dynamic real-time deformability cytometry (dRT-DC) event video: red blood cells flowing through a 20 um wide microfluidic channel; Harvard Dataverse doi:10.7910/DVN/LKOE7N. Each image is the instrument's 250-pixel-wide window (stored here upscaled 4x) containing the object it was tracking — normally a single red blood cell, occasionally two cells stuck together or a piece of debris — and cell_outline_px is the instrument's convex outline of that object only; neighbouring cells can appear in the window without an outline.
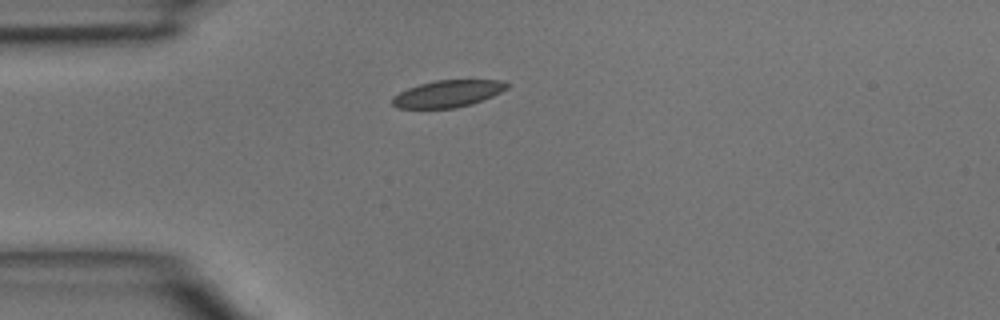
{"species": "common noctule bat (a hibernating species)", "species_latin": "Nyctalus noctula", "temperature_condition": "room temperature", "stored_images_in_passage": 35, "camera_frame_rate_fps": 3000, "um_per_image_px": 0.085, "animal": {"sex": "male", "body_mass_g": 15.6}, "frame": {"image": 1, "passage_image": 1, "time_ms": 0.0, "image_size_px": [1000, 320], "cell_outline_px": [[508, 88], [492, 96], [472, 104], [456, 108], [396, 108], [392, 104], [392, 96], [408, 88], [420, 84], [436, 80], [500, 80], [508, 84]], "centroid_in_image_um": [38.04, 7.97], "position_along_channel_um": 47.0, "area_um2": 17.92}}
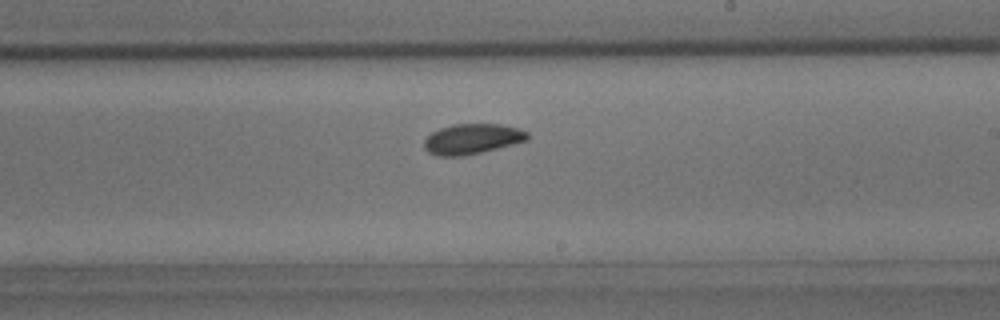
{"frame": {"image": 2, "passage_image": 16, "time_ms": 5.0, "image_size_px": [1000, 320], "cell_outline_px": [[528, 140], [480, 152], [460, 156], [436, 156], [428, 152], [424, 148], [424, 140], [432, 132], [440, 128], [452, 124], [500, 124], [516, 128], [528, 132]], "centroid_in_image_um": [40.09, 11.8], "position_along_channel_um": 248.9, "area_um2": 18.03}}
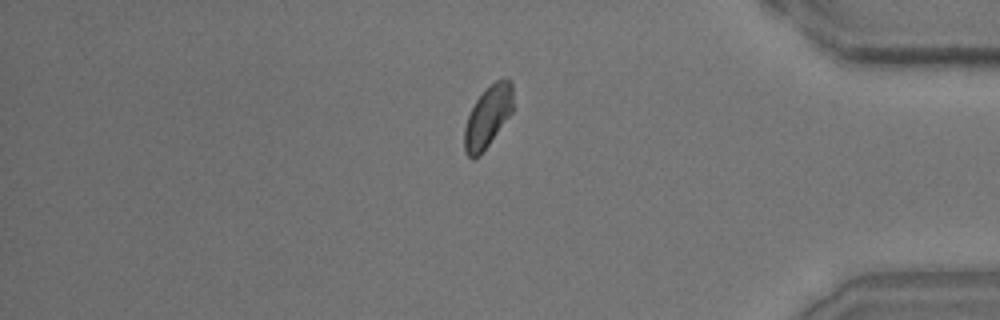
{"frame": {"image": 3, "passage_image": 28, "time_ms": 9.0, "image_size_px": [1000, 320], "cell_outline_px": [[512, 112], [488, 144], [476, 156], [468, 156], [464, 152], [464, 128], [468, 116], [476, 100], [496, 80], [508, 80], [512, 84]], "centroid_in_image_um": [41.45, 9.91], "position_along_channel_um": 393.8, "area_um2": 16.59}}